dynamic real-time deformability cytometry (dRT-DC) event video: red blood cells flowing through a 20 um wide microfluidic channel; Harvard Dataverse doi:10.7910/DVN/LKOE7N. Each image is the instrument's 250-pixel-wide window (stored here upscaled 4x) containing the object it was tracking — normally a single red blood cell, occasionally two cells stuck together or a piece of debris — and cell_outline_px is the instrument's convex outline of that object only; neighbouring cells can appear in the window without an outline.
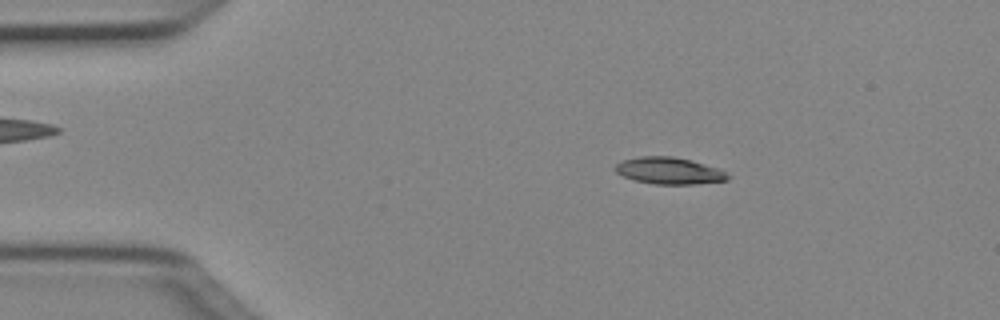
{"species": "Egyptian fruit bat (a non-hibernating species)", "species_latin": "Rousettus aegyptiacus", "temperature_condition": "cold", "stored_images_in_passage": 49, "camera_frame_rate_fps": 3000, "um_per_image_px": 0.085, "animal": {"sex": "female"}, "frame": {"image": 1, "passage_image": 8, "time_ms": 2.333, "image_size_px": [1000, 320], "cell_outline_px": [[732, 176], [728, 180], [696, 184], [652, 184], [632, 180], [616, 172], [612, 168], [616, 164], [624, 160], [640, 156], [672, 156], [720, 168]], "centroid_in_image_um": [56.88, 14.52], "position_along_channel_um": 28.1, "area_um2": 17.69}}
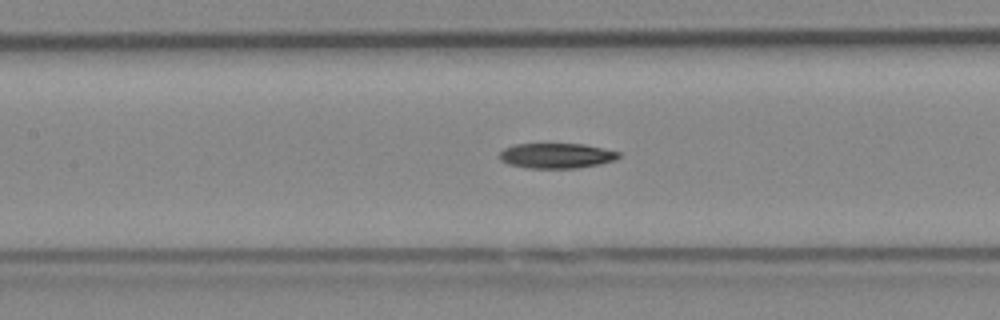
{"frame": {"image": 2, "passage_image": 22, "time_ms": 7.0, "image_size_px": [1000, 320], "cell_outline_px": [[620, 156], [616, 160], [600, 164], [576, 168], [528, 168], [508, 164], [500, 160], [500, 152], [504, 148], [516, 144], [584, 144], [604, 148], [620, 152]], "centroid_in_image_um": [47.32, 13.23], "position_along_channel_um": 160.1, "area_um2": 17.51}}
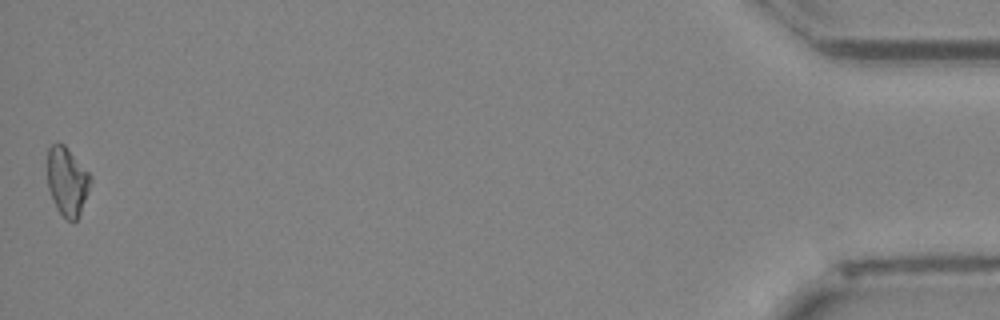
{"frame": {"image": 3, "passage_image": 49, "time_ms": 16.0, "image_size_px": [1000, 320], "cell_outline_px": [[92, 180], [88, 192], [80, 212], [76, 220], [68, 220], [56, 208], [48, 188], [48, 148], [52, 144], [64, 144], [92, 176]], "centroid_in_image_um": [5.71, 15.4], "position_along_channel_um": 429.5, "area_um2": 16.94}, "authors_computed_cell_mechanics": {"area_um2": 17.5134, "velocity_mm_per_s": 4.0564, "shape_relaxation_time_tau1_ms": 9.9411, "shape_relaxation_time_tau2_ms": null, "deformation_change_tau1": 0.2119, "deformation_change_tau2": null}}